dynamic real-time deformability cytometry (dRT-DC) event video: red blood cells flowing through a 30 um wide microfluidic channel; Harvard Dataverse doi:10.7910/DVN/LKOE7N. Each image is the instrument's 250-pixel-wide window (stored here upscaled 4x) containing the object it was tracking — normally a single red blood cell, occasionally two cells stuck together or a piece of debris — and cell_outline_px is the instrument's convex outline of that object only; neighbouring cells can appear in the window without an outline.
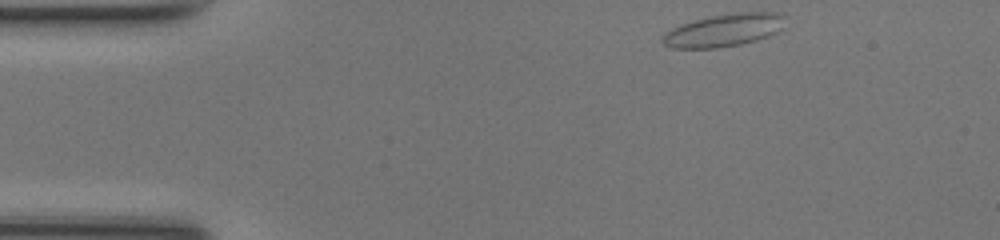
{"species": "common noctule bat (a hibernating species)", "species_latin": "Nyctalus noctula", "temperature_condition": "room temperature", "stored_images_in_passage": 43, "camera_frame_rate_fps": 3000, "um_per_image_px": 0.085, "animal": {"sex": "female", "body_mass_g": 17.0, "forearm_length_mm": 48.0}, "frame": {"image": 1, "passage_image": 1, "time_ms": 0.0, "image_size_px": [1000, 240], "cell_outline_px": [[784, 16], [780, 28], [776, 32], [768, 36], [756, 40], [740, 44], [716, 48], [672, 48], [664, 44], [660, 40], [660, 36], [672, 28], [696, 20], [712, 16], [736, 12], [784, 12]], "centroid_in_image_um": [61.51, 2.57], "position_along_channel_um": 23.5, "area_um2": 23.12}}
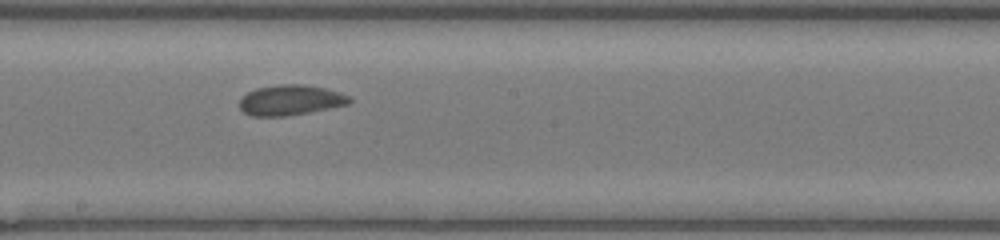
{"frame": {"image": 2, "passage_image": 21, "time_ms": 6.667, "image_size_px": [1000, 240], "cell_outline_px": [[352, 100], [348, 104], [308, 112], [284, 116], [252, 116], [244, 112], [240, 108], [240, 100], [248, 92], [256, 88], [280, 84], [304, 84], [324, 88], [352, 96]], "centroid_in_image_um": [24.7, 8.5], "position_along_channel_um": 223.5, "area_um2": 19.25}}
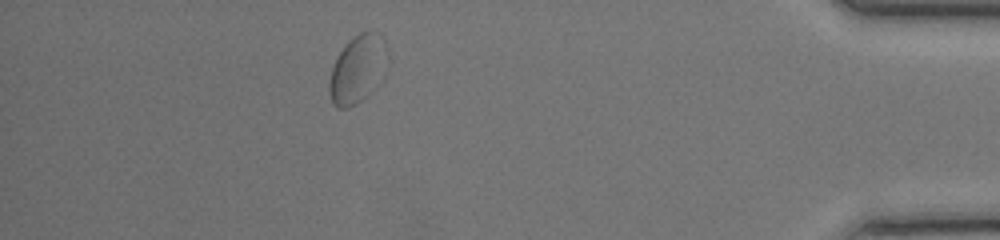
{"frame": {"image": 3, "passage_image": 38, "time_ms": 12.333, "image_size_px": [1000, 240], "cell_outline_px": [[384, 40], [364, 96], [356, 104], [348, 108], [340, 108], [332, 104], [328, 92], [328, 84], [332, 68], [340, 52], [348, 40], [360, 32], [376, 32], [384, 36]], "centroid_in_image_um": [30.11, 5.87], "position_along_channel_um": 405.1, "area_um2": 19.83}, "authors_computed_cell_mechanics": {"area_um2": 19.8254, "velocity_mm_per_s": 4.1357, "shape_relaxation_time_tau1_ms": null, "shape_relaxation_time_tau2_ms": 0.9842, "deformation_change_tau1": null, "deformation_change_tau2": 0.0523}}